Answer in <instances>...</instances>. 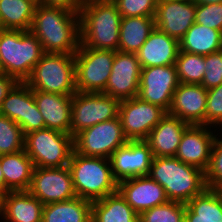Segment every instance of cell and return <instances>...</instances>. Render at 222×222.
I'll list each match as a JSON object with an SVG mask.
<instances>
[{
	"mask_svg": "<svg viewBox=\"0 0 222 222\" xmlns=\"http://www.w3.org/2000/svg\"><path fill=\"white\" fill-rule=\"evenodd\" d=\"M30 31L45 53L75 54L80 45V16L60 7L37 4Z\"/></svg>",
	"mask_w": 222,
	"mask_h": 222,
	"instance_id": "cell-1",
	"label": "cell"
},
{
	"mask_svg": "<svg viewBox=\"0 0 222 222\" xmlns=\"http://www.w3.org/2000/svg\"><path fill=\"white\" fill-rule=\"evenodd\" d=\"M79 16L80 45L118 51L122 16L112 0H84Z\"/></svg>",
	"mask_w": 222,
	"mask_h": 222,
	"instance_id": "cell-2",
	"label": "cell"
},
{
	"mask_svg": "<svg viewBox=\"0 0 222 222\" xmlns=\"http://www.w3.org/2000/svg\"><path fill=\"white\" fill-rule=\"evenodd\" d=\"M148 176L164 188L169 201L186 204L207 188L205 172L176 157H154Z\"/></svg>",
	"mask_w": 222,
	"mask_h": 222,
	"instance_id": "cell-3",
	"label": "cell"
},
{
	"mask_svg": "<svg viewBox=\"0 0 222 222\" xmlns=\"http://www.w3.org/2000/svg\"><path fill=\"white\" fill-rule=\"evenodd\" d=\"M41 42L29 30L0 29V72L25 82L44 54Z\"/></svg>",
	"mask_w": 222,
	"mask_h": 222,
	"instance_id": "cell-4",
	"label": "cell"
},
{
	"mask_svg": "<svg viewBox=\"0 0 222 222\" xmlns=\"http://www.w3.org/2000/svg\"><path fill=\"white\" fill-rule=\"evenodd\" d=\"M68 167L77 197L94 202L117 192L118 182L109 159L82 156L73 151Z\"/></svg>",
	"mask_w": 222,
	"mask_h": 222,
	"instance_id": "cell-5",
	"label": "cell"
},
{
	"mask_svg": "<svg viewBox=\"0 0 222 222\" xmlns=\"http://www.w3.org/2000/svg\"><path fill=\"white\" fill-rule=\"evenodd\" d=\"M25 83L32 90L73 95L76 92L75 54L44 53Z\"/></svg>",
	"mask_w": 222,
	"mask_h": 222,
	"instance_id": "cell-6",
	"label": "cell"
},
{
	"mask_svg": "<svg viewBox=\"0 0 222 222\" xmlns=\"http://www.w3.org/2000/svg\"><path fill=\"white\" fill-rule=\"evenodd\" d=\"M24 150L34 167L68 166L74 151V137L49 128L31 131L24 135Z\"/></svg>",
	"mask_w": 222,
	"mask_h": 222,
	"instance_id": "cell-7",
	"label": "cell"
},
{
	"mask_svg": "<svg viewBox=\"0 0 222 222\" xmlns=\"http://www.w3.org/2000/svg\"><path fill=\"white\" fill-rule=\"evenodd\" d=\"M112 50L91 49L79 45L75 53L76 91L102 93L114 62Z\"/></svg>",
	"mask_w": 222,
	"mask_h": 222,
	"instance_id": "cell-8",
	"label": "cell"
},
{
	"mask_svg": "<svg viewBox=\"0 0 222 222\" xmlns=\"http://www.w3.org/2000/svg\"><path fill=\"white\" fill-rule=\"evenodd\" d=\"M128 141L117 117L77 133L74 136V151L82 156L109 159L116 149Z\"/></svg>",
	"mask_w": 222,
	"mask_h": 222,
	"instance_id": "cell-9",
	"label": "cell"
},
{
	"mask_svg": "<svg viewBox=\"0 0 222 222\" xmlns=\"http://www.w3.org/2000/svg\"><path fill=\"white\" fill-rule=\"evenodd\" d=\"M120 102L104 93L76 91L72 95L70 134L74 137L83 129L117 118Z\"/></svg>",
	"mask_w": 222,
	"mask_h": 222,
	"instance_id": "cell-10",
	"label": "cell"
},
{
	"mask_svg": "<svg viewBox=\"0 0 222 222\" xmlns=\"http://www.w3.org/2000/svg\"><path fill=\"white\" fill-rule=\"evenodd\" d=\"M166 113L160 106L136 96L120 102L118 117L126 138L129 141H137L146 140Z\"/></svg>",
	"mask_w": 222,
	"mask_h": 222,
	"instance_id": "cell-11",
	"label": "cell"
},
{
	"mask_svg": "<svg viewBox=\"0 0 222 222\" xmlns=\"http://www.w3.org/2000/svg\"><path fill=\"white\" fill-rule=\"evenodd\" d=\"M27 191L44 205L77 197L68 166L34 167Z\"/></svg>",
	"mask_w": 222,
	"mask_h": 222,
	"instance_id": "cell-12",
	"label": "cell"
},
{
	"mask_svg": "<svg viewBox=\"0 0 222 222\" xmlns=\"http://www.w3.org/2000/svg\"><path fill=\"white\" fill-rule=\"evenodd\" d=\"M179 85L176 65L141 69L138 97L169 111L172 96Z\"/></svg>",
	"mask_w": 222,
	"mask_h": 222,
	"instance_id": "cell-13",
	"label": "cell"
},
{
	"mask_svg": "<svg viewBox=\"0 0 222 222\" xmlns=\"http://www.w3.org/2000/svg\"><path fill=\"white\" fill-rule=\"evenodd\" d=\"M0 114L17 123L24 135L45 128L33 90L25 82H18L8 93L0 106Z\"/></svg>",
	"mask_w": 222,
	"mask_h": 222,
	"instance_id": "cell-14",
	"label": "cell"
},
{
	"mask_svg": "<svg viewBox=\"0 0 222 222\" xmlns=\"http://www.w3.org/2000/svg\"><path fill=\"white\" fill-rule=\"evenodd\" d=\"M153 158L150 146L145 140L128 141L109 158L114 179L119 182L148 175Z\"/></svg>",
	"mask_w": 222,
	"mask_h": 222,
	"instance_id": "cell-15",
	"label": "cell"
},
{
	"mask_svg": "<svg viewBox=\"0 0 222 222\" xmlns=\"http://www.w3.org/2000/svg\"><path fill=\"white\" fill-rule=\"evenodd\" d=\"M141 69L136 53L116 51L106 89L102 93L120 101L136 97Z\"/></svg>",
	"mask_w": 222,
	"mask_h": 222,
	"instance_id": "cell-16",
	"label": "cell"
},
{
	"mask_svg": "<svg viewBox=\"0 0 222 222\" xmlns=\"http://www.w3.org/2000/svg\"><path fill=\"white\" fill-rule=\"evenodd\" d=\"M194 0H173L157 4L155 28L180 41L195 23Z\"/></svg>",
	"mask_w": 222,
	"mask_h": 222,
	"instance_id": "cell-17",
	"label": "cell"
},
{
	"mask_svg": "<svg viewBox=\"0 0 222 222\" xmlns=\"http://www.w3.org/2000/svg\"><path fill=\"white\" fill-rule=\"evenodd\" d=\"M210 128L205 125H189L183 132L175 157L205 172L215 140Z\"/></svg>",
	"mask_w": 222,
	"mask_h": 222,
	"instance_id": "cell-18",
	"label": "cell"
},
{
	"mask_svg": "<svg viewBox=\"0 0 222 222\" xmlns=\"http://www.w3.org/2000/svg\"><path fill=\"white\" fill-rule=\"evenodd\" d=\"M117 191L138 215L169 201L164 188L148 175L119 181Z\"/></svg>",
	"mask_w": 222,
	"mask_h": 222,
	"instance_id": "cell-19",
	"label": "cell"
},
{
	"mask_svg": "<svg viewBox=\"0 0 222 222\" xmlns=\"http://www.w3.org/2000/svg\"><path fill=\"white\" fill-rule=\"evenodd\" d=\"M207 89L202 85L179 83L168 111L189 125H205Z\"/></svg>",
	"mask_w": 222,
	"mask_h": 222,
	"instance_id": "cell-20",
	"label": "cell"
},
{
	"mask_svg": "<svg viewBox=\"0 0 222 222\" xmlns=\"http://www.w3.org/2000/svg\"><path fill=\"white\" fill-rule=\"evenodd\" d=\"M34 100L42 114L45 128L70 134L72 95L33 90Z\"/></svg>",
	"mask_w": 222,
	"mask_h": 222,
	"instance_id": "cell-21",
	"label": "cell"
},
{
	"mask_svg": "<svg viewBox=\"0 0 222 222\" xmlns=\"http://www.w3.org/2000/svg\"><path fill=\"white\" fill-rule=\"evenodd\" d=\"M179 50L178 40L155 28L136 55L141 68L169 66L176 63Z\"/></svg>",
	"mask_w": 222,
	"mask_h": 222,
	"instance_id": "cell-22",
	"label": "cell"
},
{
	"mask_svg": "<svg viewBox=\"0 0 222 222\" xmlns=\"http://www.w3.org/2000/svg\"><path fill=\"white\" fill-rule=\"evenodd\" d=\"M186 122L166 113L145 140L154 157H175Z\"/></svg>",
	"mask_w": 222,
	"mask_h": 222,
	"instance_id": "cell-23",
	"label": "cell"
},
{
	"mask_svg": "<svg viewBox=\"0 0 222 222\" xmlns=\"http://www.w3.org/2000/svg\"><path fill=\"white\" fill-rule=\"evenodd\" d=\"M44 204L28 191H8L3 196L1 219L9 222H42Z\"/></svg>",
	"mask_w": 222,
	"mask_h": 222,
	"instance_id": "cell-24",
	"label": "cell"
},
{
	"mask_svg": "<svg viewBox=\"0 0 222 222\" xmlns=\"http://www.w3.org/2000/svg\"><path fill=\"white\" fill-rule=\"evenodd\" d=\"M0 164L5 179V194L8 191H27L34 170L31 158L25 150L0 155Z\"/></svg>",
	"mask_w": 222,
	"mask_h": 222,
	"instance_id": "cell-25",
	"label": "cell"
},
{
	"mask_svg": "<svg viewBox=\"0 0 222 222\" xmlns=\"http://www.w3.org/2000/svg\"><path fill=\"white\" fill-rule=\"evenodd\" d=\"M184 222H222V195L206 188L186 203Z\"/></svg>",
	"mask_w": 222,
	"mask_h": 222,
	"instance_id": "cell-26",
	"label": "cell"
},
{
	"mask_svg": "<svg viewBox=\"0 0 222 222\" xmlns=\"http://www.w3.org/2000/svg\"><path fill=\"white\" fill-rule=\"evenodd\" d=\"M155 29L154 17H125L120 22L118 51L137 53Z\"/></svg>",
	"mask_w": 222,
	"mask_h": 222,
	"instance_id": "cell-27",
	"label": "cell"
},
{
	"mask_svg": "<svg viewBox=\"0 0 222 222\" xmlns=\"http://www.w3.org/2000/svg\"><path fill=\"white\" fill-rule=\"evenodd\" d=\"M92 202L80 197L44 205L42 222H91Z\"/></svg>",
	"mask_w": 222,
	"mask_h": 222,
	"instance_id": "cell-28",
	"label": "cell"
},
{
	"mask_svg": "<svg viewBox=\"0 0 222 222\" xmlns=\"http://www.w3.org/2000/svg\"><path fill=\"white\" fill-rule=\"evenodd\" d=\"M91 222H139V215L117 191L92 202Z\"/></svg>",
	"mask_w": 222,
	"mask_h": 222,
	"instance_id": "cell-29",
	"label": "cell"
},
{
	"mask_svg": "<svg viewBox=\"0 0 222 222\" xmlns=\"http://www.w3.org/2000/svg\"><path fill=\"white\" fill-rule=\"evenodd\" d=\"M179 45L180 51L206 56L222 50V32L194 23Z\"/></svg>",
	"mask_w": 222,
	"mask_h": 222,
	"instance_id": "cell-30",
	"label": "cell"
},
{
	"mask_svg": "<svg viewBox=\"0 0 222 222\" xmlns=\"http://www.w3.org/2000/svg\"><path fill=\"white\" fill-rule=\"evenodd\" d=\"M38 0H0V29L29 31Z\"/></svg>",
	"mask_w": 222,
	"mask_h": 222,
	"instance_id": "cell-31",
	"label": "cell"
},
{
	"mask_svg": "<svg viewBox=\"0 0 222 222\" xmlns=\"http://www.w3.org/2000/svg\"><path fill=\"white\" fill-rule=\"evenodd\" d=\"M179 83L201 85L204 78V56L180 51L176 59Z\"/></svg>",
	"mask_w": 222,
	"mask_h": 222,
	"instance_id": "cell-32",
	"label": "cell"
},
{
	"mask_svg": "<svg viewBox=\"0 0 222 222\" xmlns=\"http://www.w3.org/2000/svg\"><path fill=\"white\" fill-rule=\"evenodd\" d=\"M24 149V134L21 127L0 114V155L16 153Z\"/></svg>",
	"mask_w": 222,
	"mask_h": 222,
	"instance_id": "cell-33",
	"label": "cell"
},
{
	"mask_svg": "<svg viewBox=\"0 0 222 222\" xmlns=\"http://www.w3.org/2000/svg\"><path fill=\"white\" fill-rule=\"evenodd\" d=\"M186 204L168 201L139 215V222H184Z\"/></svg>",
	"mask_w": 222,
	"mask_h": 222,
	"instance_id": "cell-34",
	"label": "cell"
},
{
	"mask_svg": "<svg viewBox=\"0 0 222 222\" xmlns=\"http://www.w3.org/2000/svg\"><path fill=\"white\" fill-rule=\"evenodd\" d=\"M222 137L215 135L209 165L205 171L206 186L212 190L222 187Z\"/></svg>",
	"mask_w": 222,
	"mask_h": 222,
	"instance_id": "cell-35",
	"label": "cell"
},
{
	"mask_svg": "<svg viewBox=\"0 0 222 222\" xmlns=\"http://www.w3.org/2000/svg\"><path fill=\"white\" fill-rule=\"evenodd\" d=\"M118 12L125 17H155L157 0H113Z\"/></svg>",
	"mask_w": 222,
	"mask_h": 222,
	"instance_id": "cell-36",
	"label": "cell"
},
{
	"mask_svg": "<svg viewBox=\"0 0 222 222\" xmlns=\"http://www.w3.org/2000/svg\"><path fill=\"white\" fill-rule=\"evenodd\" d=\"M195 23L222 32V3L197 4Z\"/></svg>",
	"mask_w": 222,
	"mask_h": 222,
	"instance_id": "cell-37",
	"label": "cell"
},
{
	"mask_svg": "<svg viewBox=\"0 0 222 222\" xmlns=\"http://www.w3.org/2000/svg\"><path fill=\"white\" fill-rule=\"evenodd\" d=\"M222 128V84L207 90L205 126Z\"/></svg>",
	"mask_w": 222,
	"mask_h": 222,
	"instance_id": "cell-38",
	"label": "cell"
},
{
	"mask_svg": "<svg viewBox=\"0 0 222 222\" xmlns=\"http://www.w3.org/2000/svg\"><path fill=\"white\" fill-rule=\"evenodd\" d=\"M205 73L201 85L205 89L222 84V50L204 56Z\"/></svg>",
	"mask_w": 222,
	"mask_h": 222,
	"instance_id": "cell-39",
	"label": "cell"
},
{
	"mask_svg": "<svg viewBox=\"0 0 222 222\" xmlns=\"http://www.w3.org/2000/svg\"><path fill=\"white\" fill-rule=\"evenodd\" d=\"M84 0H38L39 4L47 7H60L74 13H80Z\"/></svg>",
	"mask_w": 222,
	"mask_h": 222,
	"instance_id": "cell-40",
	"label": "cell"
},
{
	"mask_svg": "<svg viewBox=\"0 0 222 222\" xmlns=\"http://www.w3.org/2000/svg\"><path fill=\"white\" fill-rule=\"evenodd\" d=\"M18 83V81L3 72H0V106L8 93Z\"/></svg>",
	"mask_w": 222,
	"mask_h": 222,
	"instance_id": "cell-41",
	"label": "cell"
},
{
	"mask_svg": "<svg viewBox=\"0 0 222 222\" xmlns=\"http://www.w3.org/2000/svg\"><path fill=\"white\" fill-rule=\"evenodd\" d=\"M0 193L5 194V179L1 168V164H0Z\"/></svg>",
	"mask_w": 222,
	"mask_h": 222,
	"instance_id": "cell-42",
	"label": "cell"
},
{
	"mask_svg": "<svg viewBox=\"0 0 222 222\" xmlns=\"http://www.w3.org/2000/svg\"><path fill=\"white\" fill-rule=\"evenodd\" d=\"M196 4L204 3V4H216L222 3V0H194Z\"/></svg>",
	"mask_w": 222,
	"mask_h": 222,
	"instance_id": "cell-43",
	"label": "cell"
},
{
	"mask_svg": "<svg viewBox=\"0 0 222 222\" xmlns=\"http://www.w3.org/2000/svg\"><path fill=\"white\" fill-rule=\"evenodd\" d=\"M3 193H0V217L2 216V207H3Z\"/></svg>",
	"mask_w": 222,
	"mask_h": 222,
	"instance_id": "cell-44",
	"label": "cell"
},
{
	"mask_svg": "<svg viewBox=\"0 0 222 222\" xmlns=\"http://www.w3.org/2000/svg\"><path fill=\"white\" fill-rule=\"evenodd\" d=\"M165 1H173V0H157L158 3H162V2H165Z\"/></svg>",
	"mask_w": 222,
	"mask_h": 222,
	"instance_id": "cell-45",
	"label": "cell"
}]
</instances>
